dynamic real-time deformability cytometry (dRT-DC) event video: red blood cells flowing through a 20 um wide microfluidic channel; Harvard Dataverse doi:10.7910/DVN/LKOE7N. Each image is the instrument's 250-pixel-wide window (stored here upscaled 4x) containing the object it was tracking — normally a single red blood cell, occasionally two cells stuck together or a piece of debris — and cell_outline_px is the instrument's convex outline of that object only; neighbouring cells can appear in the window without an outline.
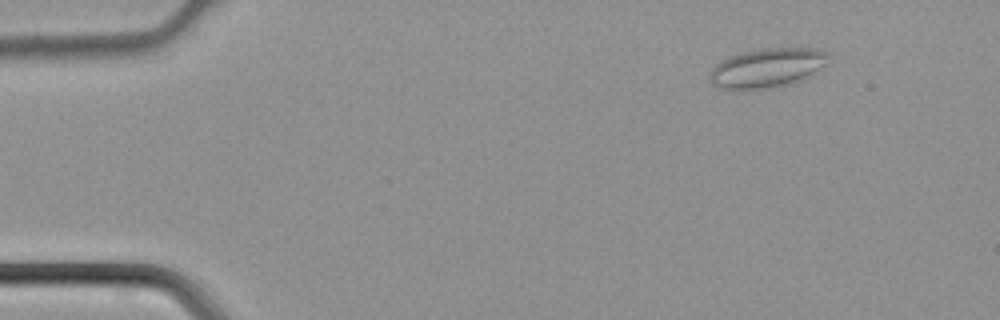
{"species": "common noctule bat (a hibernating species)", "species_latin": "Nyctalus noctula", "temperature_condition": "cold", "stored_images_in_passage": 40, "camera_frame_rate_fps": 3000, "um_per_image_px": 0.085, "animal": {"sex": "male", "body_mass_g": 21.5, "forearm_length_mm": 52.0}, "frame": {"image": 1, "passage_image": 1, "time_ms": 0.0, "image_size_px": [1000, 320], "cell_outline_px": [[828, 64], [812, 76], [800, 80], [764, 88], [720, 88], [712, 84], [708, 76], [708, 72], [716, 64], [728, 56], [740, 52], [760, 48], [816, 48], [828, 52]], "centroid_in_image_um": [65.23, 5.73], "position_along_channel_um": 19.8, "area_um2": 27.17}}
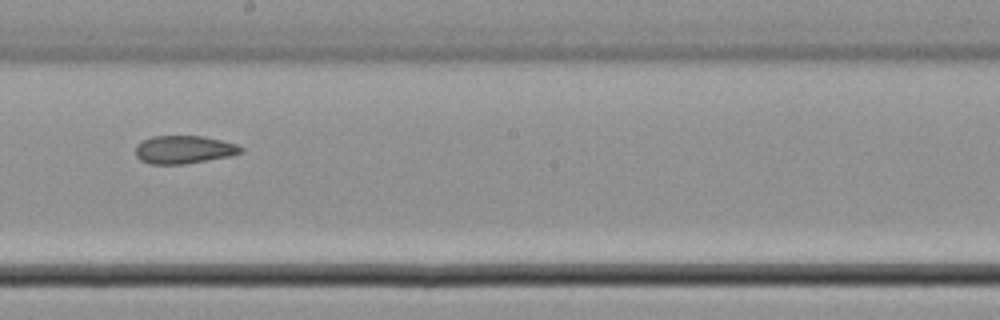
{"frame": {"image": 2, "passage_image": 21, "time_ms": 6.667, "image_size_px": [1000, 320], "cell_outline_px": [[244, 152], [228, 156], [184, 164], [148, 164], [140, 160], [136, 156], [136, 144], [152, 136], [204, 136], [236, 144], [244, 148]], "centroid_in_image_um": [15.61, 12.71], "position_along_channel_um": 232.6, "area_um2": 17.17}}
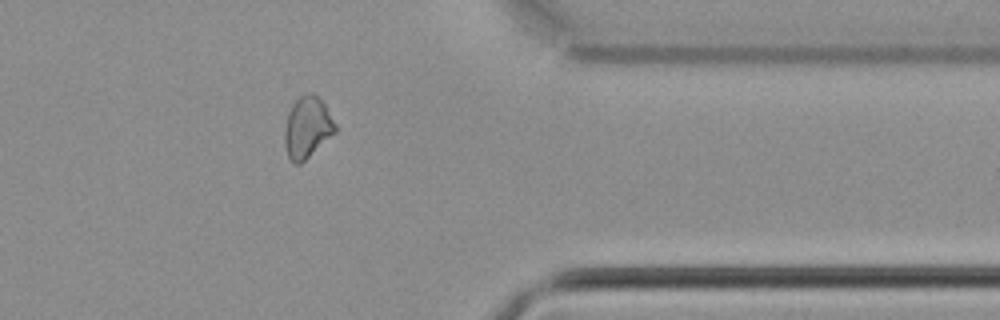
{"frame": {"image": 3, "passage_image": 32, "time_ms": 10.333, "image_size_px": [1000, 320], "cell_outline_px": [[336, 132], [300, 164], [296, 164], [288, 156], [284, 144], [284, 128], [288, 112], [292, 104], [300, 96], [312, 92], [324, 104], [336, 124]], "centroid_in_image_um": [26.1, 10.83], "position_along_channel_um": 385.3, "area_um2": 17.92}}